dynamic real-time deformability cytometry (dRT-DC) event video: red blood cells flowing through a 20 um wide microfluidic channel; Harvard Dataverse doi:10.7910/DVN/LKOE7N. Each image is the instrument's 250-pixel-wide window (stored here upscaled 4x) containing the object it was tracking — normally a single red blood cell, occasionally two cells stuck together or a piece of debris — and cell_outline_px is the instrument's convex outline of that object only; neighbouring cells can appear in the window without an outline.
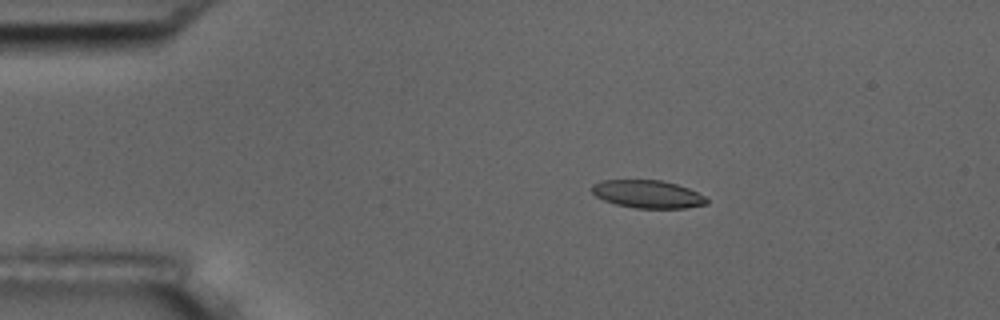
{"species": "common noctule bat (a hibernating species)", "species_latin": "Nyctalus noctula", "temperature_condition": "room temperature", "stored_images_in_passage": 5, "camera_frame_rate_fps": 3000, "um_per_image_px": 0.085, "animal": {"sex": "male", "body_mass_g": 17.5, "forearm_length_mm": 52.3}, "frame": {"image": 1, "passage_image": 2, "time_ms": 0.333, "image_size_px": [1000, 320], "cell_outline_px": [[708, 204], [684, 208], [636, 208], [616, 204], [604, 200], [596, 196], [588, 188], [592, 184], [600, 180], [660, 180], [676, 184], [688, 188], [704, 196], [708, 200]], "centroid_in_image_um": [55.01, 16.49], "position_along_channel_um": 30.0, "area_um2": 18.67}}